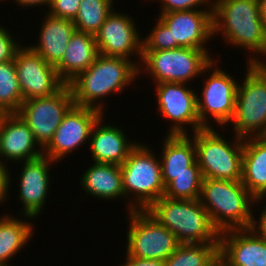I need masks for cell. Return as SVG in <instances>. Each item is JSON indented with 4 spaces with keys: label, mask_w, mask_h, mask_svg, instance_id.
Returning <instances> with one entry per match:
<instances>
[{
    "label": "cell",
    "mask_w": 266,
    "mask_h": 266,
    "mask_svg": "<svg viewBox=\"0 0 266 266\" xmlns=\"http://www.w3.org/2000/svg\"><path fill=\"white\" fill-rule=\"evenodd\" d=\"M208 51L209 49L183 47L142 51L139 74H142V71L143 73L147 71L146 74L149 72L155 84L163 82L187 84L190 80H195V77L214 69L215 61L208 55L210 54Z\"/></svg>",
    "instance_id": "52a82bcc"
},
{
    "label": "cell",
    "mask_w": 266,
    "mask_h": 266,
    "mask_svg": "<svg viewBox=\"0 0 266 266\" xmlns=\"http://www.w3.org/2000/svg\"><path fill=\"white\" fill-rule=\"evenodd\" d=\"M120 266H165L164 260L136 258L126 255L125 263Z\"/></svg>",
    "instance_id": "e575fe53"
},
{
    "label": "cell",
    "mask_w": 266,
    "mask_h": 266,
    "mask_svg": "<svg viewBox=\"0 0 266 266\" xmlns=\"http://www.w3.org/2000/svg\"><path fill=\"white\" fill-rule=\"evenodd\" d=\"M203 178L240 181L242 179L244 138L234 136L229 142L215 128H204L192 134Z\"/></svg>",
    "instance_id": "8992f818"
},
{
    "label": "cell",
    "mask_w": 266,
    "mask_h": 266,
    "mask_svg": "<svg viewBox=\"0 0 266 266\" xmlns=\"http://www.w3.org/2000/svg\"><path fill=\"white\" fill-rule=\"evenodd\" d=\"M263 199H266V187L262 190V192L257 197L254 198L253 205L258 204Z\"/></svg>",
    "instance_id": "ab89813d"
},
{
    "label": "cell",
    "mask_w": 266,
    "mask_h": 266,
    "mask_svg": "<svg viewBox=\"0 0 266 266\" xmlns=\"http://www.w3.org/2000/svg\"><path fill=\"white\" fill-rule=\"evenodd\" d=\"M50 163V164H49ZM56 163L47 156H40L33 160L24 161L22 172L19 176V198L22 202L23 212L21 216L29 220L39 217L38 215L46 204L50 186V165ZM50 166V167H49Z\"/></svg>",
    "instance_id": "ac0fdd59"
},
{
    "label": "cell",
    "mask_w": 266,
    "mask_h": 266,
    "mask_svg": "<svg viewBox=\"0 0 266 266\" xmlns=\"http://www.w3.org/2000/svg\"><path fill=\"white\" fill-rule=\"evenodd\" d=\"M98 55L95 36L75 31L61 61L55 66L58 76L65 84H69L81 72L86 71Z\"/></svg>",
    "instance_id": "7402d4cb"
},
{
    "label": "cell",
    "mask_w": 266,
    "mask_h": 266,
    "mask_svg": "<svg viewBox=\"0 0 266 266\" xmlns=\"http://www.w3.org/2000/svg\"><path fill=\"white\" fill-rule=\"evenodd\" d=\"M129 213L126 253L136 258L166 260L179 242L170 230L161 225L147 210Z\"/></svg>",
    "instance_id": "9c48e42d"
},
{
    "label": "cell",
    "mask_w": 266,
    "mask_h": 266,
    "mask_svg": "<svg viewBox=\"0 0 266 266\" xmlns=\"http://www.w3.org/2000/svg\"><path fill=\"white\" fill-rule=\"evenodd\" d=\"M219 243L179 244L165 260V266H217Z\"/></svg>",
    "instance_id": "4316f807"
},
{
    "label": "cell",
    "mask_w": 266,
    "mask_h": 266,
    "mask_svg": "<svg viewBox=\"0 0 266 266\" xmlns=\"http://www.w3.org/2000/svg\"><path fill=\"white\" fill-rule=\"evenodd\" d=\"M211 3H212V5H214V4H216L217 2H219L220 0H209Z\"/></svg>",
    "instance_id": "60d3db41"
},
{
    "label": "cell",
    "mask_w": 266,
    "mask_h": 266,
    "mask_svg": "<svg viewBox=\"0 0 266 266\" xmlns=\"http://www.w3.org/2000/svg\"><path fill=\"white\" fill-rule=\"evenodd\" d=\"M152 152L146 144L138 143L120 165L125 200L132 197L127 200L128 211L146 210L165 194L161 159Z\"/></svg>",
    "instance_id": "5b68a950"
},
{
    "label": "cell",
    "mask_w": 266,
    "mask_h": 266,
    "mask_svg": "<svg viewBox=\"0 0 266 266\" xmlns=\"http://www.w3.org/2000/svg\"><path fill=\"white\" fill-rule=\"evenodd\" d=\"M215 69L205 78L202 94H197V113L200 124L204 128H211L209 118L218 126L228 125L235 114L236 94L239 82L235 78L218 69ZM234 78V79H233ZM210 115L211 117H209ZM209 117V118H208Z\"/></svg>",
    "instance_id": "8fae6325"
},
{
    "label": "cell",
    "mask_w": 266,
    "mask_h": 266,
    "mask_svg": "<svg viewBox=\"0 0 266 266\" xmlns=\"http://www.w3.org/2000/svg\"><path fill=\"white\" fill-rule=\"evenodd\" d=\"M9 172V168L0 165V203L5 202L8 197V190L11 187V185H9L11 183V174Z\"/></svg>",
    "instance_id": "d590c367"
},
{
    "label": "cell",
    "mask_w": 266,
    "mask_h": 266,
    "mask_svg": "<svg viewBox=\"0 0 266 266\" xmlns=\"http://www.w3.org/2000/svg\"><path fill=\"white\" fill-rule=\"evenodd\" d=\"M102 115L94 124L90 135V151L95 163L121 165L139 142L127 140L126 134L117 126L102 125ZM132 141V142H130Z\"/></svg>",
    "instance_id": "ffe728a7"
},
{
    "label": "cell",
    "mask_w": 266,
    "mask_h": 266,
    "mask_svg": "<svg viewBox=\"0 0 266 266\" xmlns=\"http://www.w3.org/2000/svg\"><path fill=\"white\" fill-rule=\"evenodd\" d=\"M114 0H81L73 20L76 31L96 35L107 16L115 9ZM113 7V8H112Z\"/></svg>",
    "instance_id": "83f0119b"
},
{
    "label": "cell",
    "mask_w": 266,
    "mask_h": 266,
    "mask_svg": "<svg viewBox=\"0 0 266 266\" xmlns=\"http://www.w3.org/2000/svg\"><path fill=\"white\" fill-rule=\"evenodd\" d=\"M241 182L254 197L266 187V136L244 138Z\"/></svg>",
    "instance_id": "d4e9b609"
},
{
    "label": "cell",
    "mask_w": 266,
    "mask_h": 266,
    "mask_svg": "<svg viewBox=\"0 0 266 266\" xmlns=\"http://www.w3.org/2000/svg\"><path fill=\"white\" fill-rule=\"evenodd\" d=\"M150 32L142 40V51L167 50L179 47L176 42H172L171 30L159 18Z\"/></svg>",
    "instance_id": "4dcf8cb0"
},
{
    "label": "cell",
    "mask_w": 266,
    "mask_h": 266,
    "mask_svg": "<svg viewBox=\"0 0 266 266\" xmlns=\"http://www.w3.org/2000/svg\"><path fill=\"white\" fill-rule=\"evenodd\" d=\"M139 66L132 58L99 54L86 71L69 83L74 105L94 108L104 113L102 98L114 92L120 93L126 86L131 85L137 76L140 77ZM96 100H99L98 103Z\"/></svg>",
    "instance_id": "6da1fadb"
},
{
    "label": "cell",
    "mask_w": 266,
    "mask_h": 266,
    "mask_svg": "<svg viewBox=\"0 0 266 266\" xmlns=\"http://www.w3.org/2000/svg\"><path fill=\"white\" fill-rule=\"evenodd\" d=\"M254 198L241 180L203 178L199 200L213 225L223 232L251 228L255 218L251 209Z\"/></svg>",
    "instance_id": "3957f363"
},
{
    "label": "cell",
    "mask_w": 266,
    "mask_h": 266,
    "mask_svg": "<svg viewBox=\"0 0 266 266\" xmlns=\"http://www.w3.org/2000/svg\"><path fill=\"white\" fill-rule=\"evenodd\" d=\"M74 105L69 84L47 97H35L23 101L16 112L28 125L35 141L44 149L52 140L63 116Z\"/></svg>",
    "instance_id": "30bf717a"
},
{
    "label": "cell",
    "mask_w": 266,
    "mask_h": 266,
    "mask_svg": "<svg viewBox=\"0 0 266 266\" xmlns=\"http://www.w3.org/2000/svg\"><path fill=\"white\" fill-rule=\"evenodd\" d=\"M129 15L114 10L95 35L99 54L129 59L135 53L142 59V39Z\"/></svg>",
    "instance_id": "9a60e30c"
},
{
    "label": "cell",
    "mask_w": 266,
    "mask_h": 266,
    "mask_svg": "<svg viewBox=\"0 0 266 266\" xmlns=\"http://www.w3.org/2000/svg\"><path fill=\"white\" fill-rule=\"evenodd\" d=\"M101 111L73 105L63 116L52 140L43 149V155L59 161L90 140L94 124L103 115Z\"/></svg>",
    "instance_id": "5bb4252c"
},
{
    "label": "cell",
    "mask_w": 266,
    "mask_h": 266,
    "mask_svg": "<svg viewBox=\"0 0 266 266\" xmlns=\"http://www.w3.org/2000/svg\"><path fill=\"white\" fill-rule=\"evenodd\" d=\"M154 85L160 115L173 121L167 135H187L186 124L192 125L194 133L204 129L199 121L194 89L186 87L185 83L163 82Z\"/></svg>",
    "instance_id": "7c38bea8"
},
{
    "label": "cell",
    "mask_w": 266,
    "mask_h": 266,
    "mask_svg": "<svg viewBox=\"0 0 266 266\" xmlns=\"http://www.w3.org/2000/svg\"><path fill=\"white\" fill-rule=\"evenodd\" d=\"M23 103L14 60L0 63V110L16 113Z\"/></svg>",
    "instance_id": "f1b7e54d"
},
{
    "label": "cell",
    "mask_w": 266,
    "mask_h": 266,
    "mask_svg": "<svg viewBox=\"0 0 266 266\" xmlns=\"http://www.w3.org/2000/svg\"><path fill=\"white\" fill-rule=\"evenodd\" d=\"M4 215L0 216V266H12L8 260L32 238L33 225L31 221Z\"/></svg>",
    "instance_id": "484cf974"
},
{
    "label": "cell",
    "mask_w": 266,
    "mask_h": 266,
    "mask_svg": "<svg viewBox=\"0 0 266 266\" xmlns=\"http://www.w3.org/2000/svg\"><path fill=\"white\" fill-rule=\"evenodd\" d=\"M259 215V221L253 219L251 228L261 237L266 239V206Z\"/></svg>",
    "instance_id": "8d00e7d4"
},
{
    "label": "cell",
    "mask_w": 266,
    "mask_h": 266,
    "mask_svg": "<svg viewBox=\"0 0 266 266\" xmlns=\"http://www.w3.org/2000/svg\"><path fill=\"white\" fill-rule=\"evenodd\" d=\"M202 173H181L165 188V197L195 200L201 194Z\"/></svg>",
    "instance_id": "f546056e"
},
{
    "label": "cell",
    "mask_w": 266,
    "mask_h": 266,
    "mask_svg": "<svg viewBox=\"0 0 266 266\" xmlns=\"http://www.w3.org/2000/svg\"><path fill=\"white\" fill-rule=\"evenodd\" d=\"M166 135L160 158L165 188L181 173H201L196 162L195 143L191 136ZM190 137V138H189Z\"/></svg>",
    "instance_id": "44dd1931"
},
{
    "label": "cell",
    "mask_w": 266,
    "mask_h": 266,
    "mask_svg": "<svg viewBox=\"0 0 266 266\" xmlns=\"http://www.w3.org/2000/svg\"><path fill=\"white\" fill-rule=\"evenodd\" d=\"M81 0H50L49 15L57 18L74 20Z\"/></svg>",
    "instance_id": "1f68e13d"
},
{
    "label": "cell",
    "mask_w": 266,
    "mask_h": 266,
    "mask_svg": "<svg viewBox=\"0 0 266 266\" xmlns=\"http://www.w3.org/2000/svg\"><path fill=\"white\" fill-rule=\"evenodd\" d=\"M15 39V40H14ZM21 47L16 38L0 25V63L14 60L17 50Z\"/></svg>",
    "instance_id": "836d02e7"
},
{
    "label": "cell",
    "mask_w": 266,
    "mask_h": 266,
    "mask_svg": "<svg viewBox=\"0 0 266 266\" xmlns=\"http://www.w3.org/2000/svg\"><path fill=\"white\" fill-rule=\"evenodd\" d=\"M3 114H4V112H2V111L0 110V120H1V118H2V116H3Z\"/></svg>",
    "instance_id": "b9f144b4"
},
{
    "label": "cell",
    "mask_w": 266,
    "mask_h": 266,
    "mask_svg": "<svg viewBox=\"0 0 266 266\" xmlns=\"http://www.w3.org/2000/svg\"><path fill=\"white\" fill-rule=\"evenodd\" d=\"M222 32V33H221ZM222 37L229 45L250 51V64H264L252 53L266 56V31L260 16L259 0H220L213 5V35Z\"/></svg>",
    "instance_id": "7a4b0ae2"
},
{
    "label": "cell",
    "mask_w": 266,
    "mask_h": 266,
    "mask_svg": "<svg viewBox=\"0 0 266 266\" xmlns=\"http://www.w3.org/2000/svg\"><path fill=\"white\" fill-rule=\"evenodd\" d=\"M43 22L39 32V44L29 47L47 63L56 66L61 61L76 28L73 20L53 17L47 13Z\"/></svg>",
    "instance_id": "603a6c76"
},
{
    "label": "cell",
    "mask_w": 266,
    "mask_h": 266,
    "mask_svg": "<svg viewBox=\"0 0 266 266\" xmlns=\"http://www.w3.org/2000/svg\"><path fill=\"white\" fill-rule=\"evenodd\" d=\"M221 266H266V239L252 228L220 232Z\"/></svg>",
    "instance_id": "e0dca14e"
},
{
    "label": "cell",
    "mask_w": 266,
    "mask_h": 266,
    "mask_svg": "<svg viewBox=\"0 0 266 266\" xmlns=\"http://www.w3.org/2000/svg\"><path fill=\"white\" fill-rule=\"evenodd\" d=\"M80 179L81 187L90 196L106 201L125 197L120 165L94 162Z\"/></svg>",
    "instance_id": "cb8c5ba5"
},
{
    "label": "cell",
    "mask_w": 266,
    "mask_h": 266,
    "mask_svg": "<svg viewBox=\"0 0 266 266\" xmlns=\"http://www.w3.org/2000/svg\"><path fill=\"white\" fill-rule=\"evenodd\" d=\"M259 5H260L261 21L266 31V0H259Z\"/></svg>",
    "instance_id": "f35d334b"
},
{
    "label": "cell",
    "mask_w": 266,
    "mask_h": 266,
    "mask_svg": "<svg viewBox=\"0 0 266 266\" xmlns=\"http://www.w3.org/2000/svg\"><path fill=\"white\" fill-rule=\"evenodd\" d=\"M14 63L23 101L51 96L65 85L56 67L47 63L29 46H21L17 50Z\"/></svg>",
    "instance_id": "4fadbf2b"
},
{
    "label": "cell",
    "mask_w": 266,
    "mask_h": 266,
    "mask_svg": "<svg viewBox=\"0 0 266 266\" xmlns=\"http://www.w3.org/2000/svg\"><path fill=\"white\" fill-rule=\"evenodd\" d=\"M161 1V13H169L173 11H184V10H204L201 9L202 5L213 8V5L209 0H158ZM210 3V4H209Z\"/></svg>",
    "instance_id": "d6a6232c"
},
{
    "label": "cell",
    "mask_w": 266,
    "mask_h": 266,
    "mask_svg": "<svg viewBox=\"0 0 266 266\" xmlns=\"http://www.w3.org/2000/svg\"><path fill=\"white\" fill-rule=\"evenodd\" d=\"M246 64V77L237 87L235 114L230 123L238 137L266 136V62Z\"/></svg>",
    "instance_id": "ba28073f"
},
{
    "label": "cell",
    "mask_w": 266,
    "mask_h": 266,
    "mask_svg": "<svg viewBox=\"0 0 266 266\" xmlns=\"http://www.w3.org/2000/svg\"><path fill=\"white\" fill-rule=\"evenodd\" d=\"M42 155L43 149L22 118L17 113H4L0 120V165L9 168L6 167L8 160L24 162Z\"/></svg>",
    "instance_id": "d6986e66"
},
{
    "label": "cell",
    "mask_w": 266,
    "mask_h": 266,
    "mask_svg": "<svg viewBox=\"0 0 266 266\" xmlns=\"http://www.w3.org/2000/svg\"><path fill=\"white\" fill-rule=\"evenodd\" d=\"M17 2L16 5H21L24 6V8L26 7H33V6H41V5H47L49 6L50 5V0H15Z\"/></svg>",
    "instance_id": "74e56055"
},
{
    "label": "cell",
    "mask_w": 266,
    "mask_h": 266,
    "mask_svg": "<svg viewBox=\"0 0 266 266\" xmlns=\"http://www.w3.org/2000/svg\"><path fill=\"white\" fill-rule=\"evenodd\" d=\"M146 210L175 234L180 244L219 243L220 232L199 199H171L162 196Z\"/></svg>",
    "instance_id": "277c9868"
},
{
    "label": "cell",
    "mask_w": 266,
    "mask_h": 266,
    "mask_svg": "<svg viewBox=\"0 0 266 266\" xmlns=\"http://www.w3.org/2000/svg\"><path fill=\"white\" fill-rule=\"evenodd\" d=\"M158 17L179 47L206 49V42L214 37L213 8L160 13Z\"/></svg>",
    "instance_id": "2e32d148"
}]
</instances>
